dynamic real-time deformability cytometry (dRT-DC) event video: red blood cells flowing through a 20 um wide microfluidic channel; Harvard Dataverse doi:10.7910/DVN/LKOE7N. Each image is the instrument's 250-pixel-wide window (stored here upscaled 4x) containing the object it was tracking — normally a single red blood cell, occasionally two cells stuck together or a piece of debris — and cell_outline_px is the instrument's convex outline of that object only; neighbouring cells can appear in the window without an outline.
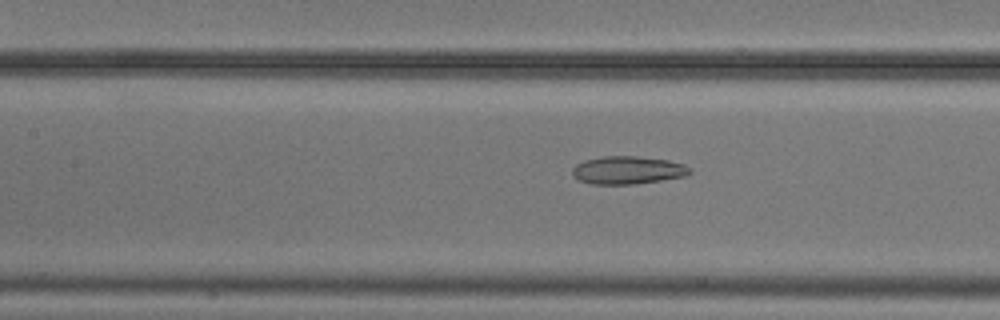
{"species": "common noctule bat (a hibernating species)", "species_latin": "Nyctalus noctula", "temperature_condition": "cold", "stored_images_in_passage": 54, "camera_frame_rate_fps": 3000, "um_per_image_px": 0.085, "animal": {"sex": "male", "body_mass_g": 20.5, "forearm_length_mm": 52.5}, "frame": {"image": 1, "passage_image": 24, "time_ms": 7.667, "image_size_px": [1000, 320], "cell_outline_px": [[692, 172], [688, 176], [636, 184], [592, 184], [576, 180], [572, 176], [572, 168], [576, 164], [584, 160], [604, 156], [636, 156], [668, 160], [684, 164], [692, 168]], "centroid_in_image_um": [53.36, 14.47], "position_along_channel_um": 154.0, "area_um2": 19.42}}
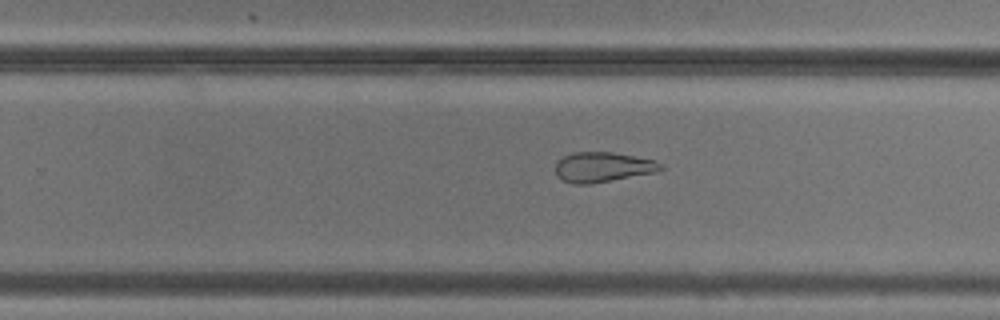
{"frame": {"image": 2, "passage_image": 34, "time_ms": 11.0, "image_size_px": [1000, 320], "cell_outline_px": [[664, 168], [656, 172], [588, 184], [572, 184], [556, 176], [556, 160], [572, 152], [612, 152], [656, 160], [664, 164]], "centroid_in_image_um": [51.24, 14.19], "position_along_channel_um": 278.6, "area_um2": 18.44}}
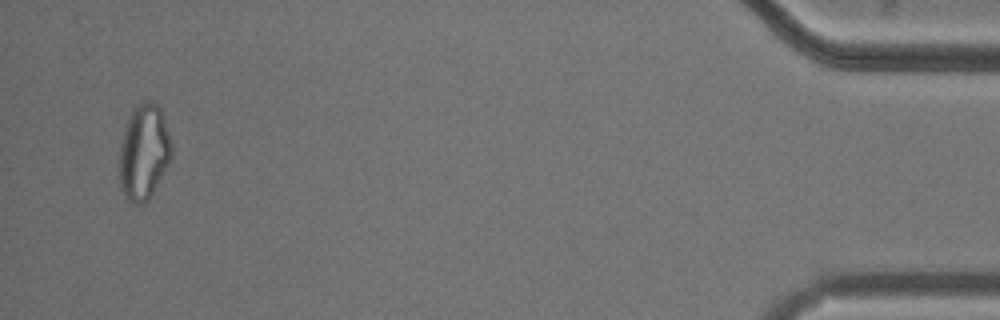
{"frame": {"image": 3, "passage_image": 52, "time_ms": 17.0, "image_size_px": [1000, 320], "cell_outline_px": [[172, 156], [168, 164], [148, 200], [144, 204], [136, 204], [128, 200], [124, 196], [120, 188], [120, 144], [124, 128], [132, 108], [136, 104], [144, 100], [148, 100], [156, 104], [160, 108], [172, 144]], "centroid_in_image_um": [12.21, 12.91], "position_along_channel_um": 423.0, "area_um2": 29.02}, "authors_computed_cell_mechanics": {"area_um2": 24.5072, "velocity_mm_per_s": 3.7429, "shape_relaxation_time_tau1_ms": null, "shape_relaxation_time_tau2_ms": 3.1591, "deformation_change_tau1": null, "deformation_change_tau2": 0.1123}}